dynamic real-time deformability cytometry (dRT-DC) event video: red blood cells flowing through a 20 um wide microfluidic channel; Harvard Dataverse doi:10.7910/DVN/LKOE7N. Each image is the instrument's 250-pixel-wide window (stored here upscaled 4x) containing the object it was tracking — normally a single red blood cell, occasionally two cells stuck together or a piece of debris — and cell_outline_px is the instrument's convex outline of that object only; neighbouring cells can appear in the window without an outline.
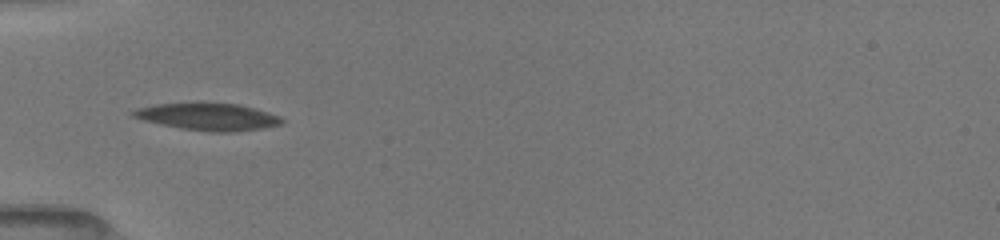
{"species": "common noctule bat (a hibernating species)", "species_latin": "Nyctalus noctula", "temperature_condition": "room temperature", "stored_images_in_passage": 4, "camera_frame_rate_fps": 3000, "um_per_image_px": 0.085, "animal": {"sex": "female", "body_mass_g": 19.5, "forearm_length_mm": 54.1}, "frame": {"image": 1, "passage_image": 1, "time_ms": 0.0, "image_size_px": [1000, 240], "cell_outline_px": [[284, 120], [280, 124], [264, 128], [232, 132], [208, 132], [180, 128], [144, 120], [132, 116], [132, 112], [136, 108], [156, 104], [236, 104], [252, 108], [280, 116]], "centroid_in_image_um": [17.69, 9.95], "position_along_channel_um": 67.3, "area_um2": 22.89}}